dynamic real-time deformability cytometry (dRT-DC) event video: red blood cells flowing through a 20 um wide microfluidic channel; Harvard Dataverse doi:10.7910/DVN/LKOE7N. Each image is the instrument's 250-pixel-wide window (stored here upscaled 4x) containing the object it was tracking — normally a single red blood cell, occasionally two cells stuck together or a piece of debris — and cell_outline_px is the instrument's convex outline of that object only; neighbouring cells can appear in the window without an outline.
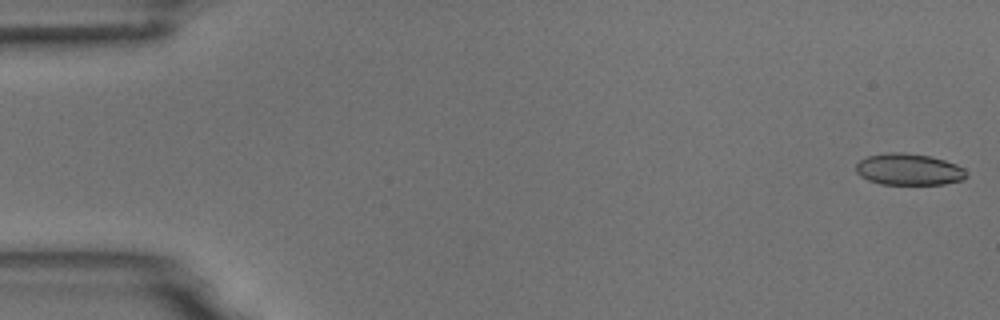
{"species": "common noctule bat (a hibernating species)", "species_latin": "Nyctalus noctula", "temperature_condition": "room temperature", "stored_images_in_passage": 55, "camera_frame_rate_fps": 3000, "um_per_image_px": 0.085, "animal": {"sex": "male", "body_mass_g": 18.8}, "frame": {"image": 1, "passage_image": 1, "time_ms": 0.0, "image_size_px": [1000, 320], "cell_outline_px": [[968, 176], [964, 180], [944, 184], [880, 184], [868, 180], [860, 176], [856, 172], [856, 164], [860, 160], [868, 156], [888, 152], [904, 152], [928, 156], [944, 160], [956, 164], [964, 168]], "centroid_in_image_um": [77.26, 14.4], "position_along_channel_um": 7.7, "area_um2": 20.4}}
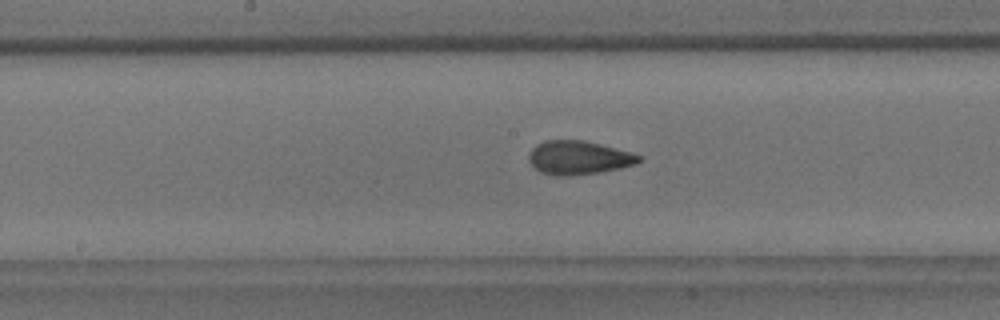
{"frame": {"image": 2, "passage_image": 28, "time_ms": 9.0, "image_size_px": [1000, 320], "cell_outline_px": [[644, 156], [636, 164], [620, 168], [600, 172], [568, 176], [556, 176], [540, 172], [528, 160], [528, 156], [532, 148], [536, 144], [544, 140], [584, 140], [632, 152]], "centroid_in_image_um": [49.19, 13.4], "position_along_channel_um": 199.0, "area_um2": 21.73}}
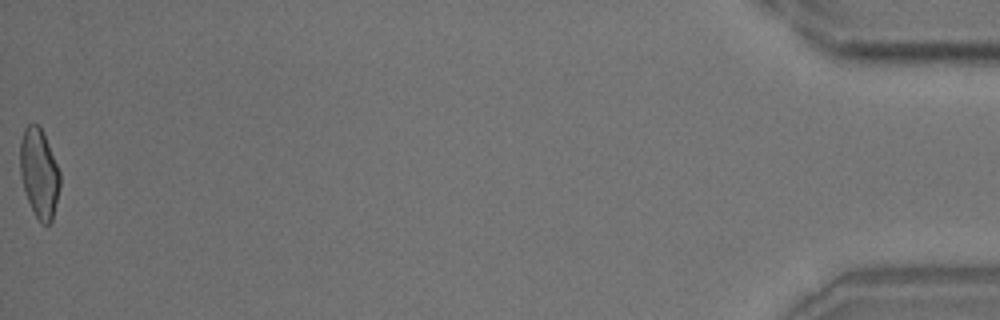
{"frame": {"image": 3, "passage_image": 55, "time_ms": 18.0, "image_size_px": [1000, 320], "cell_outline_px": [[60, 184], [52, 220], [48, 224], [40, 224], [28, 200], [24, 188], [20, 172], [20, 140], [24, 128], [28, 124], [36, 124], [44, 132], [60, 172]], "centroid_in_image_um": [3.33, 14.69], "position_along_channel_um": 431.9, "area_um2": 20.58}, "authors_computed_cell_mechanics": {"area_um2": 20.9814, "velocity_mm_per_s": 3.6952, "shape_relaxation_time_tau1_ms": 9.8847, "shape_relaxation_time_tau2_ms": 1.6878, "deformation_change_tau1": 0.2393, "deformation_change_tau2": 0.0849}}